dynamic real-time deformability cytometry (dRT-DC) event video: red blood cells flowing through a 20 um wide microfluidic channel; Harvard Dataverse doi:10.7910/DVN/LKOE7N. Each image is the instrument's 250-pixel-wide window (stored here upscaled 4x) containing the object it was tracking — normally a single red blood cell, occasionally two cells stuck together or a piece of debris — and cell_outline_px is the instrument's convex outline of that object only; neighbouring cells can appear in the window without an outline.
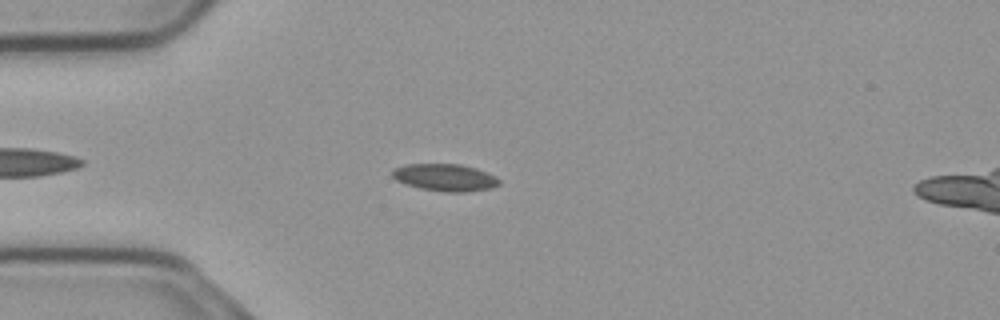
{"species": "common noctule bat (a hibernating species)", "species_latin": "Nyctalus noctula", "temperature_condition": "cold", "stored_images_in_passage": 43, "camera_frame_rate_fps": 3000, "um_per_image_px": 0.085, "animal": {"sex": "male", "body_mass_g": 23.1, "forearm_length_mm": 52.7}, "frame": {"image": 1, "passage_image": 8, "time_ms": 2.333, "image_size_px": [1000, 320], "cell_outline_px": [[500, 184], [488, 188], [468, 192], [444, 192], [420, 188], [404, 184], [396, 180], [392, 176], [392, 168], [404, 164], [460, 164], [476, 168], [496, 176], [500, 180]], "centroid_in_image_um": [37.79, 15.08], "position_along_channel_um": 47.2, "area_um2": 17.05}}
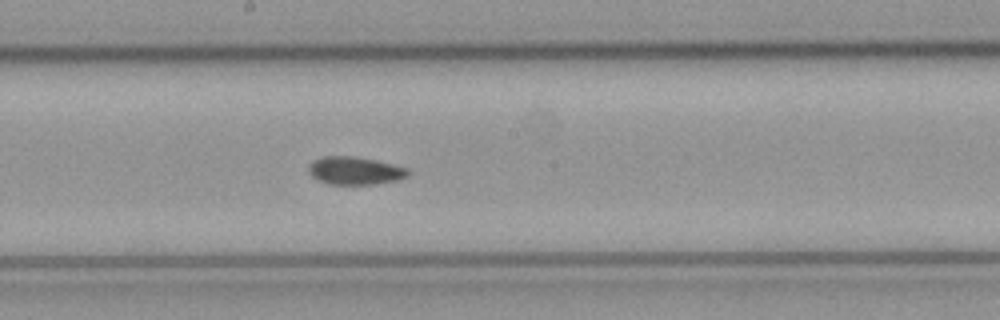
{"frame": {"image": 2, "passage_image": 23, "time_ms": 7.333, "image_size_px": [1000, 320], "cell_outline_px": [[408, 176], [396, 180], [376, 184], [328, 184], [312, 176], [308, 172], [308, 164], [312, 160], [324, 156], [352, 156], [376, 160], [408, 168]], "centroid_in_image_um": [30.14, 14.5], "position_along_channel_um": 218.1, "area_um2": 16.13}}
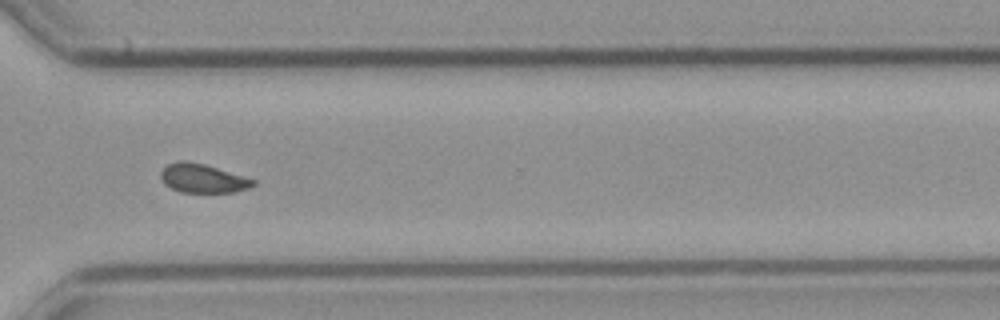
{"frame": {"image": 3, "passage_image": 34, "time_ms": 11.0, "image_size_px": [1000, 320], "cell_outline_px": [[256, 184], [248, 188], [236, 192], [180, 192], [164, 184], [160, 176], [160, 172], [168, 164], [180, 160], [184, 160], [204, 164], [256, 180]], "centroid_in_image_um": [17.22, 15.16], "position_along_channel_um": 353.4, "area_um2": 15.43}, "authors_computed_cell_mechanics": {"area_um2": 16.2418, "velocity_mm_per_s": 3.7006, "shape_relaxation_time_tau1_ms": null, "shape_relaxation_time_tau2_ms": 4.0504, "deformation_change_tau1": null, "deformation_change_tau2": 0.0601}}